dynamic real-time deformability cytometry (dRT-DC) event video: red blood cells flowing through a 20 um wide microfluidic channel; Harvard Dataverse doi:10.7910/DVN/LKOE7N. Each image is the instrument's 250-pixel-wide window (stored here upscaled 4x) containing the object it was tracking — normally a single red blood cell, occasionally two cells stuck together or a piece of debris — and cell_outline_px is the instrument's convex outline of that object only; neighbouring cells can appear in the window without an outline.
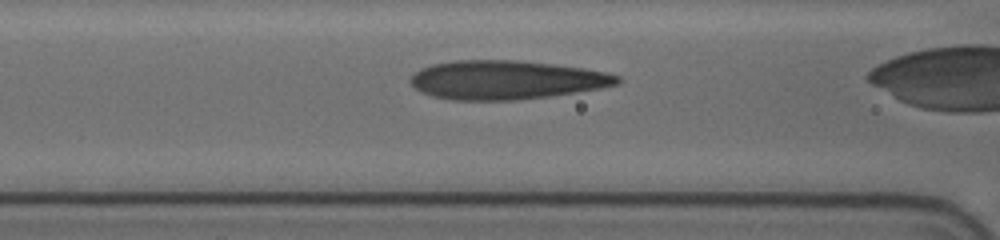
{"species": "human", "species_latin": "Homo sapiens", "temperature_condition": "cold", "stored_images_in_passage": 32, "camera_frame_rate_fps": 3000, "um_per_image_px": 0.085, "donor": {"sex": "female"}, "frame": {"image": 1, "passage_image": 10, "time_ms": 3.0, "image_size_px": [1000, 240], "cell_outline_px": [[624, 80], [620, 84], [600, 88], [576, 92], [548, 96], [516, 100], [452, 100], [432, 96], [420, 92], [408, 80], [420, 68], [432, 64], [456, 60], [516, 60], [552, 64], [584, 68], [608, 72], [620, 76]], "centroid_in_image_um": [43.05, 6.79], "position_along_channel_um": 123.6, "area_um2": 46.99}}
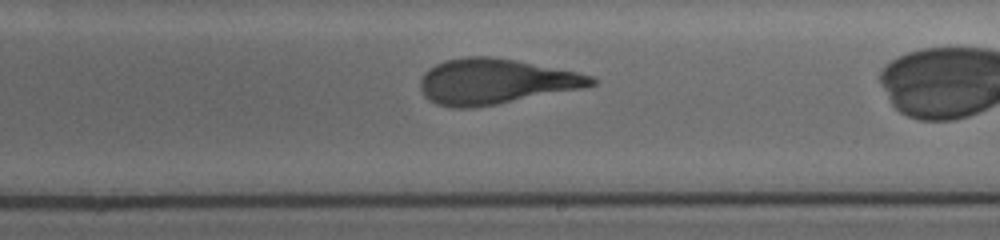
{"frame": {"image": 2, "passage_image": 20, "time_ms": 6.333, "image_size_px": [1000, 240], "cell_outline_px": [[600, 80], [596, 84], [584, 88], [496, 104], [472, 108], [452, 108], [436, 104], [428, 100], [424, 96], [420, 88], [420, 80], [424, 72], [428, 68], [444, 60], [464, 56], [492, 56], [516, 60], [596, 76]], "centroid_in_image_um": [42.1, 6.92], "position_along_channel_um": 246.9, "area_um2": 45.55}}
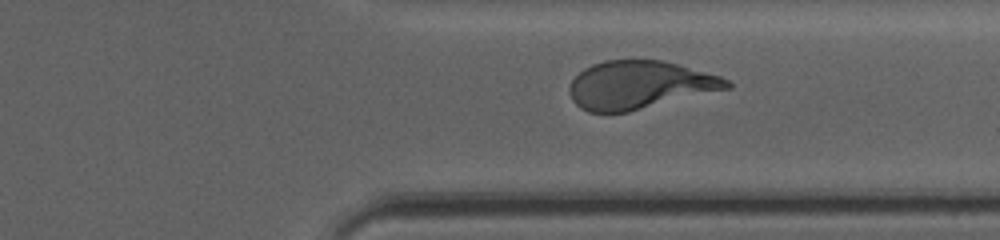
{"frame": {"image": 3, "passage_image": 29, "time_ms": 9.333, "image_size_px": [1000, 240], "cell_outline_px": [[732, 88], [628, 112], [588, 112], [580, 108], [572, 100], [568, 88], [572, 80], [584, 68], [592, 64], [604, 60], [664, 60], [720, 76], [728, 80], [732, 84]], "centroid_in_image_um": [54.36, 7.22], "position_along_channel_um": 357.0, "area_um2": 44.16}}